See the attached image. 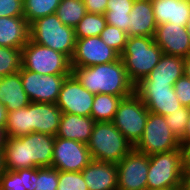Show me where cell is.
I'll return each instance as SVG.
<instances>
[{
    "label": "cell",
    "instance_id": "14",
    "mask_svg": "<svg viewBox=\"0 0 190 190\" xmlns=\"http://www.w3.org/2000/svg\"><path fill=\"white\" fill-rule=\"evenodd\" d=\"M120 55L99 37L76 38L71 67H90L116 61Z\"/></svg>",
    "mask_w": 190,
    "mask_h": 190
},
{
    "label": "cell",
    "instance_id": "26",
    "mask_svg": "<svg viewBox=\"0 0 190 190\" xmlns=\"http://www.w3.org/2000/svg\"><path fill=\"white\" fill-rule=\"evenodd\" d=\"M121 100L119 96L95 94L90 116L95 122H112Z\"/></svg>",
    "mask_w": 190,
    "mask_h": 190
},
{
    "label": "cell",
    "instance_id": "42",
    "mask_svg": "<svg viewBox=\"0 0 190 190\" xmlns=\"http://www.w3.org/2000/svg\"><path fill=\"white\" fill-rule=\"evenodd\" d=\"M7 110L3 103L0 102V126H6Z\"/></svg>",
    "mask_w": 190,
    "mask_h": 190
},
{
    "label": "cell",
    "instance_id": "37",
    "mask_svg": "<svg viewBox=\"0 0 190 190\" xmlns=\"http://www.w3.org/2000/svg\"><path fill=\"white\" fill-rule=\"evenodd\" d=\"M174 92L181 105L190 108V78L180 77L174 84Z\"/></svg>",
    "mask_w": 190,
    "mask_h": 190
},
{
    "label": "cell",
    "instance_id": "45",
    "mask_svg": "<svg viewBox=\"0 0 190 190\" xmlns=\"http://www.w3.org/2000/svg\"><path fill=\"white\" fill-rule=\"evenodd\" d=\"M6 171L5 164V151L4 148H0V176Z\"/></svg>",
    "mask_w": 190,
    "mask_h": 190
},
{
    "label": "cell",
    "instance_id": "23",
    "mask_svg": "<svg viewBox=\"0 0 190 190\" xmlns=\"http://www.w3.org/2000/svg\"><path fill=\"white\" fill-rule=\"evenodd\" d=\"M184 75V58L163 54L156 67L138 83H170Z\"/></svg>",
    "mask_w": 190,
    "mask_h": 190
},
{
    "label": "cell",
    "instance_id": "38",
    "mask_svg": "<svg viewBox=\"0 0 190 190\" xmlns=\"http://www.w3.org/2000/svg\"><path fill=\"white\" fill-rule=\"evenodd\" d=\"M24 16L23 0H0V17Z\"/></svg>",
    "mask_w": 190,
    "mask_h": 190
},
{
    "label": "cell",
    "instance_id": "29",
    "mask_svg": "<svg viewBox=\"0 0 190 190\" xmlns=\"http://www.w3.org/2000/svg\"><path fill=\"white\" fill-rule=\"evenodd\" d=\"M87 13L83 0H61L55 14L64 25L75 28Z\"/></svg>",
    "mask_w": 190,
    "mask_h": 190
},
{
    "label": "cell",
    "instance_id": "2",
    "mask_svg": "<svg viewBox=\"0 0 190 190\" xmlns=\"http://www.w3.org/2000/svg\"><path fill=\"white\" fill-rule=\"evenodd\" d=\"M72 74L90 93L110 94L122 99L134 93V84L129 80L123 60L90 67H72Z\"/></svg>",
    "mask_w": 190,
    "mask_h": 190
},
{
    "label": "cell",
    "instance_id": "47",
    "mask_svg": "<svg viewBox=\"0 0 190 190\" xmlns=\"http://www.w3.org/2000/svg\"><path fill=\"white\" fill-rule=\"evenodd\" d=\"M186 29H187V32H188V35L190 37V16L188 18V22H187V25H186Z\"/></svg>",
    "mask_w": 190,
    "mask_h": 190
},
{
    "label": "cell",
    "instance_id": "11",
    "mask_svg": "<svg viewBox=\"0 0 190 190\" xmlns=\"http://www.w3.org/2000/svg\"><path fill=\"white\" fill-rule=\"evenodd\" d=\"M134 92L148 111L155 114L166 116L182 106L170 83H137Z\"/></svg>",
    "mask_w": 190,
    "mask_h": 190
},
{
    "label": "cell",
    "instance_id": "8",
    "mask_svg": "<svg viewBox=\"0 0 190 190\" xmlns=\"http://www.w3.org/2000/svg\"><path fill=\"white\" fill-rule=\"evenodd\" d=\"M148 116L146 105L134 92L120 101L112 123L135 146L144 133Z\"/></svg>",
    "mask_w": 190,
    "mask_h": 190
},
{
    "label": "cell",
    "instance_id": "28",
    "mask_svg": "<svg viewBox=\"0 0 190 190\" xmlns=\"http://www.w3.org/2000/svg\"><path fill=\"white\" fill-rule=\"evenodd\" d=\"M5 129L8 138L30 134V104L18 110L7 112V123Z\"/></svg>",
    "mask_w": 190,
    "mask_h": 190
},
{
    "label": "cell",
    "instance_id": "19",
    "mask_svg": "<svg viewBox=\"0 0 190 190\" xmlns=\"http://www.w3.org/2000/svg\"><path fill=\"white\" fill-rule=\"evenodd\" d=\"M157 24L154 17L151 0H134L129 13L128 37L148 36L154 37Z\"/></svg>",
    "mask_w": 190,
    "mask_h": 190
},
{
    "label": "cell",
    "instance_id": "46",
    "mask_svg": "<svg viewBox=\"0 0 190 190\" xmlns=\"http://www.w3.org/2000/svg\"><path fill=\"white\" fill-rule=\"evenodd\" d=\"M184 75L190 78V55L184 58Z\"/></svg>",
    "mask_w": 190,
    "mask_h": 190
},
{
    "label": "cell",
    "instance_id": "36",
    "mask_svg": "<svg viewBox=\"0 0 190 190\" xmlns=\"http://www.w3.org/2000/svg\"><path fill=\"white\" fill-rule=\"evenodd\" d=\"M57 190H88L82 172L58 171Z\"/></svg>",
    "mask_w": 190,
    "mask_h": 190
},
{
    "label": "cell",
    "instance_id": "9",
    "mask_svg": "<svg viewBox=\"0 0 190 190\" xmlns=\"http://www.w3.org/2000/svg\"><path fill=\"white\" fill-rule=\"evenodd\" d=\"M134 148L151 156L181 149V143L168 127L165 116L149 112L144 133Z\"/></svg>",
    "mask_w": 190,
    "mask_h": 190
},
{
    "label": "cell",
    "instance_id": "43",
    "mask_svg": "<svg viewBox=\"0 0 190 190\" xmlns=\"http://www.w3.org/2000/svg\"><path fill=\"white\" fill-rule=\"evenodd\" d=\"M190 142V114L188 117V123L186 125V131L184 133V136L180 139V143H188Z\"/></svg>",
    "mask_w": 190,
    "mask_h": 190
},
{
    "label": "cell",
    "instance_id": "15",
    "mask_svg": "<svg viewBox=\"0 0 190 190\" xmlns=\"http://www.w3.org/2000/svg\"><path fill=\"white\" fill-rule=\"evenodd\" d=\"M94 97L95 95L71 74L62 84L56 105L62 113L90 116Z\"/></svg>",
    "mask_w": 190,
    "mask_h": 190
},
{
    "label": "cell",
    "instance_id": "20",
    "mask_svg": "<svg viewBox=\"0 0 190 190\" xmlns=\"http://www.w3.org/2000/svg\"><path fill=\"white\" fill-rule=\"evenodd\" d=\"M29 39V23L23 16L0 17V46L22 50Z\"/></svg>",
    "mask_w": 190,
    "mask_h": 190
},
{
    "label": "cell",
    "instance_id": "10",
    "mask_svg": "<svg viewBox=\"0 0 190 190\" xmlns=\"http://www.w3.org/2000/svg\"><path fill=\"white\" fill-rule=\"evenodd\" d=\"M23 88L31 102L56 104L59 92L69 75H40L25 68L19 70Z\"/></svg>",
    "mask_w": 190,
    "mask_h": 190
},
{
    "label": "cell",
    "instance_id": "25",
    "mask_svg": "<svg viewBox=\"0 0 190 190\" xmlns=\"http://www.w3.org/2000/svg\"><path fill=\"white\" fill-rule=\"evenodd\" d=\"M134 0H108L105 19L107 24L129 31V13L132 10Z\"/></svg>",
    "mask_w": 190,
    "mask_h": 190
},
{
    "label": "cell",
    "instance_id": "5",
    "mask_svg": "<svg viewBox=\"0 0 190 190\" xmlns=\"http://www.w3.org/2000/svg\"><path fill=\"white\" fill-rule=\"evenodd\" d=\"M29 30L33 42L72 58L76 44L74 28L64 25L55 13L33 21Z\"/></svg>",
    "mask_w": 190,
    "mask_h": 190
},
{
    "label": "cell",
    "instance_id": "41",
    "mask_svg": "<svg viewBox=\"0 0 190 190\" xmlns=\"http://www.w3.org/2000/svg\"><path fill=\"white\" fill-rule=\"evenodd\" d=\"M180 190H190V169H184Z\"/></svg>",
    "mask_w": 190,
    "mask_h": 190
},
{
    "label": "cell",
    "instance_id": "17",
    "mask_svg": "<svg viewBox=\"0 0 190 190\" xmlns=\"http://www.w3.org/2000/svg\"><path fill=\"white\" fill-rule=\"evenodd\" d=\"M81 172L88 190L118 188V171L115 163L92 160Z\"/></svg>",
    "mask_w": 190,
    "mask_h": 190
},
{
    "label": "cell",
    "instance_id": "24",
    "mask_svg": "<svg viewBox=\"0 0 190 190\" xmlns=\"http://www.w3.org/2000/svg\"><path fill=\"white\" fill-rule=\"evenodd\" d=\"M0 102L4 104L7 112L31 103L23 88L19 72L0 77Z\"/></svg>",
    "mask_w": 190,
    "mask_h": 190
},
{
    "label": "cell",
    "instance_id": "32",
    "mask_svg": "<svg viewBox=\"0 0 190 190\" xmlns=\"http://www.w3.org/2000/svg\"><path fill=\"white\" fill-rule=\"evenodd\" d=\"M21 67V49L0 46V77L17 73Z\"/></svg>",
    "mask_w": 190,
    "mask_h": 190
},
{
    "label": "cell",
    "instance_id": "35",
    "mask_svg": "<svg viewBox=\"0 0 190 190\" xmlns=\"http://www.w3.org/2000/svg\"><path fill=\"white\" fill-rule=\"evenodd\" d=\"M189 114L190 108L181 106L177 111L171 112L169 115L165 116L168 127L179 140L184 136L186 131Z\"/></svg>",
    "mask_w": 190,
    "mask_h": 190
},
{
    "label": "cell",
    "instance_id": "3",
    "mask_svg": "<svg viewBox=\"0 0 190 190\" xmlns=\"http://www.w3.org/2000/svg\"><path fill=\"white\" fill-rule=\"evenodd\" d=\"M163 51L154 37H128L120 58L123 60L129 80L135 85L145 78L157 65Z\"/></svg>",
    "mask_w": 190,
    "mask_h": 190
},
{
    "label": "cell",
    "instance_id": "39",
    "mask_svg": "<svg viewBox=\"0 0 190 190\" xmlns=\"http://www.w3.org/2000/svg\"><path fill=\"white\" fill-rule=\"evenodd\" d=\"M89 13L105 14L108 0H83Z\"/></svg>",
    "mask_w": 190,
    "mask_h": 190
},
{
    "label": "cell",
    "instance_id": "7",
    "mask_svg": "<svg viewBox=\"0 0 190 190\" xmlns=\"http://www.w3.org/2000/svg\"><path fill=\"white\" fill-rule=\"evenodd\" d=\"M22 68L40 75H71V59L29 39L21 50Z\"/></svg>",
    "mask_w": 190,
    "mask_h": 190
},
{
    "label": "cell",
    "instance_id": "31",
    "mask_svg": "<svg viewBox=\"0 0 190 190\" xmlns=\"http://www.w3.org/2000/svg\"><path fill=\"white\" fill-rule=\"evenodd\" d=\"M107 22L104 14L89 13L74 28L76 38L100 36Z\"/></svg>",
    "mask_w": 190,
    "mask_h": 190
},
{
    "label": "cell",
    "instance_id": "1",
    "mask_svg": "<svg viewBox=\"0 0 190 190\" xmlns=\"http://www.w3.org/2000/svg\"><path fill=\"white\" fill-rule=\"evenodd\" d=\"M55 136L32 132L8 138L4 145L6 170L51 167Z\"/></svg>",
    "mask_w": 190,
    "mask_h": 190
},
{
    "label": "cell",
    "instance_id": "22",
    "mask_svg": "<svg viewBox=\"0 0 190 190\" xmlns=\"http://www.w3.org/2000/svg\"><path fill=\"white\" fill-rule=\"evenodd\" d=\"M157 25L173 23L186 26L190 16L189 0H151Z\"/></svg>",
    "mask_w": 190,
    "mask_h": 190
},
{
    "label": "cell",
    "instance_id": "12",
    "mask_svg": "<svg viewBox=\"0 0 190 190\" xmlns=\"http://www.w3.org/2000/svg\"><path fill=\"white\" fill-rule=\"evenodd\" d=\"M91 161L87 144L55 137L51 167L58 171L81 172Z\"/></svg>",
    "mask_w": 190,
    "mask_h": 190
},
{
    "label": "cell",
    "instance_id": "34",
    "mask_svg": "<svg viewBox=\"0 0 190 190\" xmlns=\"http://www.w3.org/2000/svg\"><path fill=\"white\" fill-rule=\"evenodd\" d=\"M99 37L119 55L124 51L128 38L125 31L109 24H106Z\"/></svg>",
    "mask_w": 190,
    "mask_h": 190
},
{
    "label": "cell",
    "instance_id": "40",
    "mask_svg": "<svg viewBox=\"0 0 190 190\" xmlns=\"http://www.w3.org/2000/svg\"><path fill=\"white\" fill-rule=\"evenodd\" d=\"M183 169H190V142L181 143Z\"/></svg>",
    "mask_w": 190,
    "mask_h": 190
},
{
    "label": "cell",
    "instance_id": "18",
    "mask_svg": "<svg viewBox=\"0 0 190 190\" xmlns=\"http://www.w3.org/2000/svg\"><path fill=\"white\" fill-rule=\"evenodd\" d=\"M62 114L61 110L54 103L31 102V133L37 132L56 136Z\"/></svg>",
    "mask_w": 190,
    "mask_h": 190
},
{
    "label": "cell",
    "instance_id": "13",
    "mask_svg": "<svg viewBox=\"0 0 190 190\" xmlns=\"http://www.w3.org/2000/svg\"><path fill=\"white\" fill-rule=\"evenodd\" d=\"M117 190H146L149 156L133 148L117 164Z\"/></svg>",
    "mask_w": 190,
    "mask_h": 190
},
{
    "label": "cell",
    "instance_id": "30",
    "mask_svg": "<svg viewBox=\"0 0 190 190\" xmlns=\"http://www.w3.org/2000/svg\"><path fill=\"white\" fill-rule=\"evenodd\" d=\"M61 0H23L24 18L29 25L47 15L54 14Z\"/></svg>",
    "mask_w": 190,
    "mask_h": 190
},
{
    "label": "cell",
    "instance_id": "6",
    "mask_svg": "<svg viewBox=\"0 0 190 190\" xmlns=\"http://www.w3.org/2000/svg\"><path fill=\"white\" fill-rule=\"evenodd\" d=\"M182 150L175 149L149 156L148 190H180L183 176Z\"/></svg>",
    "mask_w": 190,
    "mask_h": 190
},
{
    "label": "cell",
    "instance_id": "33",
    "mask_svg": "<svg viewBox=\"0 0 190 190\" xmlns=\"http://www.w3.org/2000/svg\"><path fill=\"white\" fill-rule=\"evenodd\" d=\"M58 170L53 167H33V190H57Z\"/></svg>",
    "mask_w": 190,
    "mask_h": 190
},
{
    "label": "cell",
    "instance_id": "44",
    "mask_svg": "<svg viewBox=\"0 0 190 190\" xmlns=\"http://www.w3.org/2000/svg\"><path fill=\"white\" fill-rule=\"evenodd\" d=\"M8 140L5 126H0V148H4L5 143Z\"/></svg>",
    "mask_w": 190,
    "mask_h": 190
},
{
    "label": "cell",
    "instance_id": "21",
    "mask_svg": "<svg viewBox=\"0 0 190 190\" xmlns=\"http://www.w3.org/2000/svg\"><path fill=\"white\" fill-rule=\"evenodd\" d=\"M94 123L95 121L91 116L63 113L55 137L87 144L90 140Z\"/></svg>",
    "mask_w": 190,
    "mask_h": 190
},
{
    "label": "cell",
    "instance_id": "4",
    "mask_svg": "<svg viewBox=\"0 0 190 190\" xmlns=\"http://www.w3.org/2000/svg\"><path fill=\"white\" fill-rule=\"evenodd\" d=\"M87 148L92 160L117 164L134 146L112 122H95Z\"/></svg>",
    "mask_w": 190,
    "mask_h": 190
},
{
    "label": "cell",
    "instance_id": "16",
    "mask_svg": "<svg viewBox=\"0 0 190 190\" xmlns=\"http://www.w3.org/2000/svg\"><path fill=\"white\" fill-rule=\"evenodd\" d=\"M154 40L163 54L183 58L190 55V37L186 26L169 22L157 25Z\"/></svg>",
    "mask_w": 190,
    "mask_h": 190
},
{
    "label": "cell",
    "instance_id": "27",
    "mask_svg": "<svg viewBox=\"0 0 190 190\" xmlns=\"http://www.w3.org/2000/svg\"><path fill=\"white\" fill-rule=\"evenodd\" d=\"M0 190H33V168L6 170L0 176Z\"/></svg>",
    "mask_w": 190,
    "mask_h": 190
}]
</instances>
